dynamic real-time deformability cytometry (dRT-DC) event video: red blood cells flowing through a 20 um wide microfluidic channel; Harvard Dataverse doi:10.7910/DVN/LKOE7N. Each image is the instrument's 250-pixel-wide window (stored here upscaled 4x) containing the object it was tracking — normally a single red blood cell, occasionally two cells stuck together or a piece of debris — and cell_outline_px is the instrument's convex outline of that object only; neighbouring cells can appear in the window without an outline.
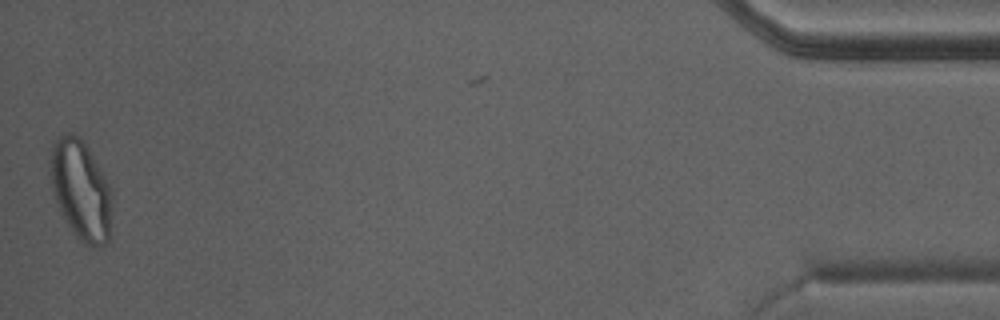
{"species": "Egyptian fruit bat (a non-hibernating species)", "species_latin": "Rousettus aegyptiacus", "temperature_condition": "warm", "stored_images_in_passage": 43, "camera_frame_rate_fps": 3000, "um_per_image_px": 0.085, "animal": {"sex": "male"}, "frame": {"image": 1, "passage_image": 42, "time_ms": 13.667, "image_size_px": [1000, 320], "cell_outline_px": [[108, 240], [104, 244], [84, 244], [72, 232], [64, 220], [60, 212], [52, 188], [48, 172], [48, 164], [52, 148], [56, 140], [64, 132], [72, 132], [84, 144], [92, 156], [104, 176], [108, 184]], "centroid_in_image_um": [6.76, 16.11], "position_along_channel_um": 428.4, "area_um2": 34.56}}